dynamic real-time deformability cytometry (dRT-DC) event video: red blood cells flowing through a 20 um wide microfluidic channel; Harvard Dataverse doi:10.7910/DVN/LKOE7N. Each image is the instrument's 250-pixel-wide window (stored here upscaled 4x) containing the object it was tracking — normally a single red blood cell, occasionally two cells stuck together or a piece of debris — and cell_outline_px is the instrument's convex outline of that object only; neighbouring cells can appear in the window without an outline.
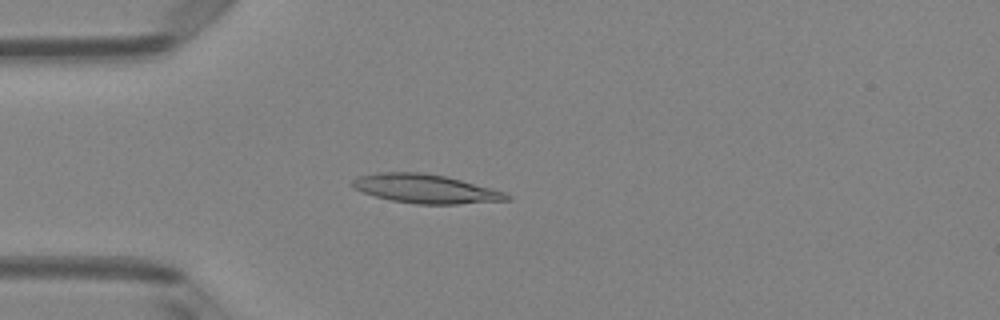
{"species": "Egyptian fruit bat (a non-hibernating species)", "species_latin": "Rousettus aegyptiacus", "temperature_condition": "room temperature", "stored_images_in_passage": 49, "camera_frame_rate_fps": 3000, "um_per_image_px": 0.085, "animal": {"sex": "female"}, "frame": {"image": 1, "passage_image": 13, "time_ms": 4.0, "image_size_px": [1000, 320], "cell_outline_px": [[512, 200], [456, 204], [416, 204], [392, 200], [376, 196], [352, 188], [352, 180], [360, 176], [376, 172], [420, 172], [444, 176], [492, 188], [504, 192], [512, 196]], "centroid_in_image_um": [36.19, 16.05], "position_along_channel_um": 48.8, "area_um2": 25.84}}
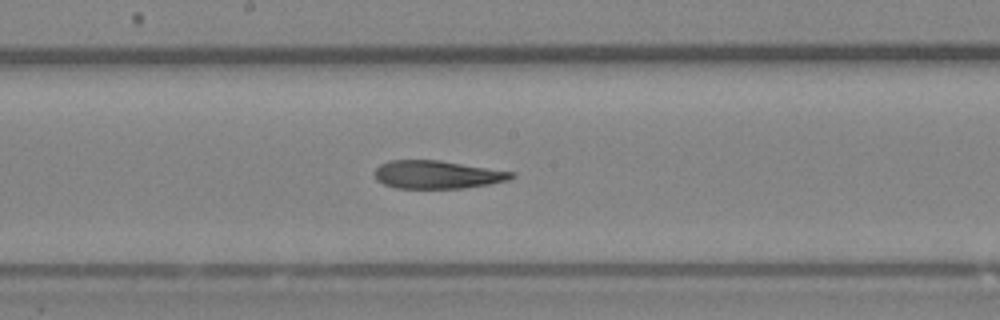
{"frame": {"image": 2, "passage_image": 26, "time_ms": 8.333, "image_size_px": [1000, 320], "cell_outline_px": [[516, 176], [508, 180], [488, 184], [464, 188], [396, 188], [384, 184], [376, 180], [372, 176], [372, 172], [380, 164], [388, 160], [440, 160], [516, 172]], "centroid_in_image_um": [37.13, 14.83], "position_along_channel_um": 211.1, "area_um2": 22.66}}
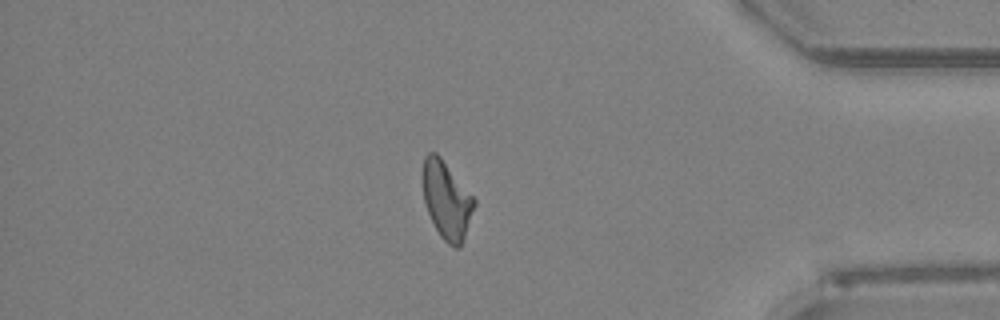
{"frame": {"image": 3, "passage_image": 42, "time_ms": 13.667, "image_size_px": [1000, 320], "cell_outline_px": [[476, 204], [460, 248], [452, 248], [440, 236], [428, 212], [424, 200], [420, 176], [424, 156], [428, 152], [436, 152], [440, 156], [476, 200]], "centroid_in_image_um": [37.93, 16.98], "position_along_channel_um": 397.3, "area_um2": 23.47}, "authors_computed_cell_mechanics": {"area_um2": 23.7558, "velocity_mm_per_s": 4.0795, "shape_relaxation_time_tau1_ms": null, "shape_relaxation_time_tau2_ms": 4.367, "deformation_change_tau1": null, "deformation_change_tau2": 0.1475}}